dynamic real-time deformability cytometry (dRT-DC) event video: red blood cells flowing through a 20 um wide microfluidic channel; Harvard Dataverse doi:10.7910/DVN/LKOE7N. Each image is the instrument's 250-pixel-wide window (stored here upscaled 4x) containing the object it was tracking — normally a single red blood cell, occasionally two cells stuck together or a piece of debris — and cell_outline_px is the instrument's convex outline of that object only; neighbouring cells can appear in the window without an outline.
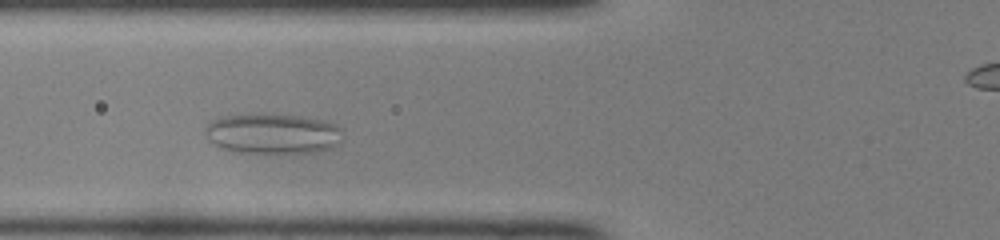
{"species": "common noctule bat (a hibernating species)", "species_latin": "Nyctalus noctula", "temperature_condition": "room temperature", "stored_images_in_passage": 43, "camera_frame_rate_fps": 3000, "um_per_image_px": 0.085, "animal": {"sex": "female", "body_mass_g": 22.0, "forearm_length_mm": 56.7}, "frame": {"image": 1, "passage_image": 10, "time_ms": 3.0, "image_size_px": [1000, 240], "cell_outline_px": [[344, 128], [340, 144], [332, 148], [316, 152], [292, 156], [232, 152], [212, 144], [208, 140], [208, 124], [212, 120], [224, 116], [300, 116], [324, 120], [336, 124]], "centroid_in_image_um": [23.3, 11.45], "position_along_channel_um": 102.5, "area_um2": 32.89}}
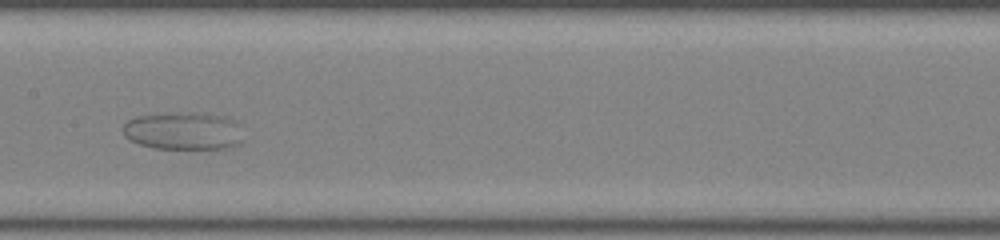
{"frame": {"image": 2, "passage_image": 17, "time_ms": 5.333, "image_size_px": [1000, 240], "cell_outline_px": [[240, 140], [236, 144], [224, 148], [156, 148], [140, 144], [128, 140], [124, 136], [124, 124], [128, 120], [136, 116], [224, 116], [232, 120]], "centroid_in_image_um": [15.46, 11.2], "position_along_channel_um": 191.9, "area_um2": 24.22}}
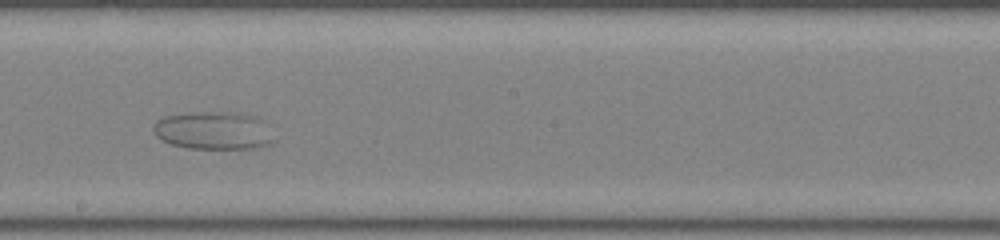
{"frame": {"image": 3, "passage_image": 20, "time_ms": 6.333, "image_size_px": [1000, 240], "cell_outline_px": [[276, 140], [272, 144], [256, 148], [188, 148], [172, 144], [160, 140], [156, 136], [152, 128], [156, 120], [164, 116], [216, 112], [240, 112], [252, 116], [260, 120]], "centroid_in_image_um": [18.14, 11.12], "position_along_channel_um": 230.1, "area_um2": 26.3}}